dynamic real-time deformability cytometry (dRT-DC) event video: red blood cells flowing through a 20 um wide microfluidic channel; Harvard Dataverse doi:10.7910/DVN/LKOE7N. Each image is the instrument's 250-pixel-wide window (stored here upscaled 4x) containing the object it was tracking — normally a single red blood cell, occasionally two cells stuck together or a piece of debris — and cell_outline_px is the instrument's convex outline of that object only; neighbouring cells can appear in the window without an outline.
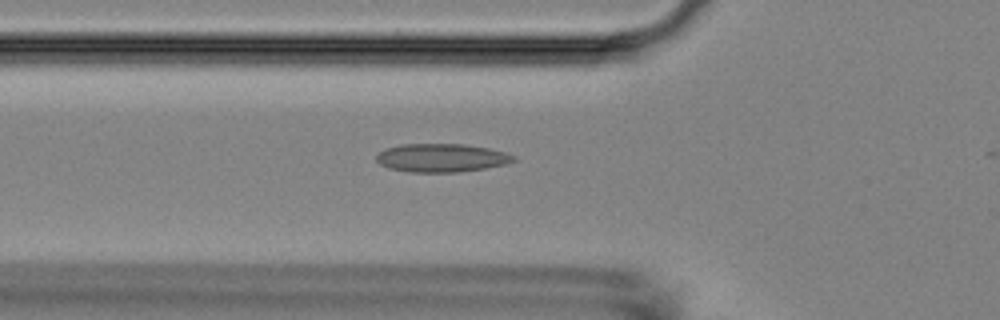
{"species": "Egyptian fruit bat (a non-hibernating species)", "species_latin": "Rousettus aegyptiacus", "temperature_condition": "room temperature", "stored_images_in_passage": 46, "camera_frame_rate_fps": 3000, "um_per_image_px": 0.085, "animal": {"sex": "female"}, "frame": {"image": 1, "passage_image": 15, "time_ms": 4.667, "image_size_px": [1000, 320], "cell_outline_px": [[516, 160], [504, 164], [484, 168], [456, 172], [408, 172], [388, 168], [380, 164], [376, 160], [376, 156], [380, 152], [388, 148], [400, 144], [464, 144], [488, 148], [504, 152], [516, 156]], "centroid_in_image_um": [37.51, 13.41], "position_along_channel_um": 88.3, "area_um2": 22.54}}
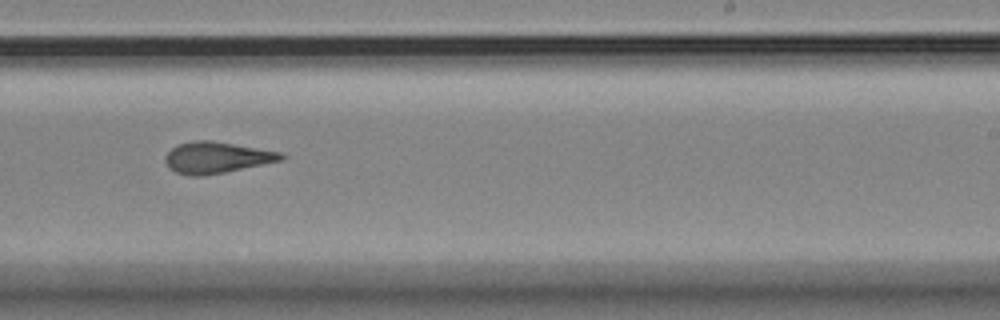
{"frame": {"image": 2, "passage_image": 30, "time_ms": 9.667, "image_size_px": [1000, 320], "cell_outline_px": [[288, 156], [280, 160], [224, 172], [204, 176], [188, 176], [176, 172], [168, 168], [164, 160], [164, 156], [172, 148], [180, 144], [192, 140], [212, 140], [280, 152]], "centroid_in_image_um": [18.35, 13.39], "position_along_channel_um": 270.6, "area_um2": 21.04}}
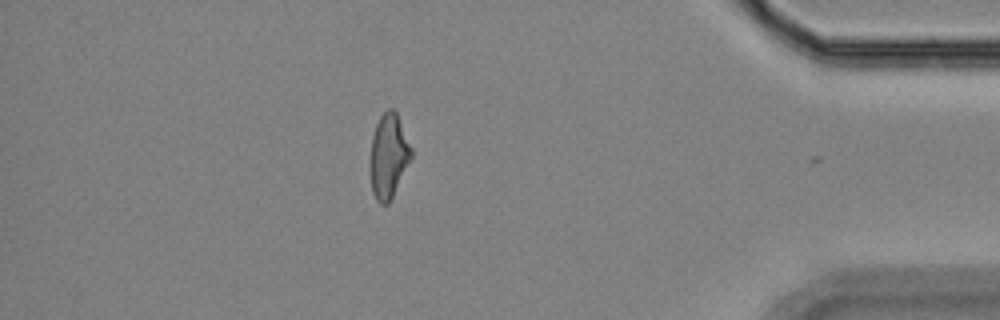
{"frame": {"image": 3, "passage_image": 44, "time_ms": 14.333, "image_size_px": [1000, 320], "cell_outline_px": [[412, 156], [388, 204], [380, 204], [376, 200], [372, 192], [368, 168], [372, 136], [376, 124], [380, 116], [388, 108], [392, 108], [396, 112], [412, 148]], "centroid_in_image_um": [32.99, 13.26], "position_along_channel_um": 402.2, "area_um2": 20.29}, "authors_computed_cell_mechanics": {"area_um2": 21.1259, "velocity_mm_per_s": 3.6345, "shape_relaxation_time_tau1_ms": null, "shape_relaxation_time_tau2_ms": 2.566, "deformation_change_tau1": null, "deformation_change_tau2": 0.1166}}